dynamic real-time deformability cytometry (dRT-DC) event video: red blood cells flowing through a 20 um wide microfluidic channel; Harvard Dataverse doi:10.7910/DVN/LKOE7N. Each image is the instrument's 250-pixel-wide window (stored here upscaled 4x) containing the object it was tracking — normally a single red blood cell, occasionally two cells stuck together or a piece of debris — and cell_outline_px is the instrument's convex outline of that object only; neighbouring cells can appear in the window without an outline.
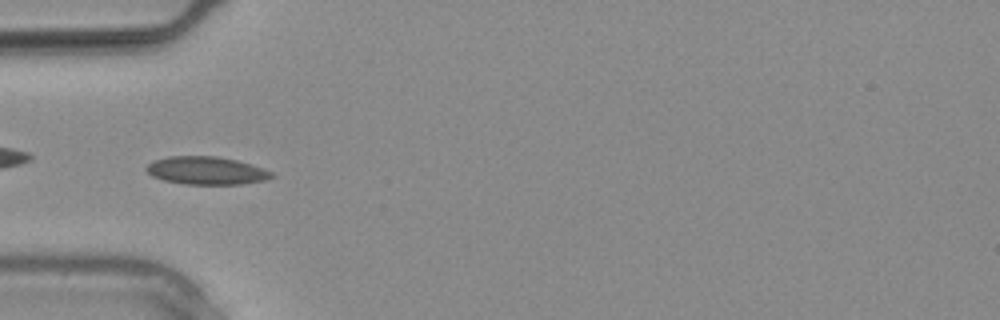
{"species": "common noctule bat (a hibernating species)", "species_latin": "Nyctalus noctula", "temperature_condition": "warm", "stored_images_in_passage": 12, "camera_frame_rate_fps": 3000, "um_per_image_px": 0.085, "animal": {"sex": "male", "body_mass_g": 20.4}, "frame": {"image": 1, "passage_image": 9, "time_ms": 2.667, "image_size_px": [1000, 320], "cell_outline_px": [[276, 176], [264, 180], [240, 184], [184, 184], [164, 180], [152, 176], [144, 168], [148, 164], [156, 160], [168, 156], [216, 156], [236, 160], [272, 172]], "centroid_in_image_um": [17.51, 14.5], "position_along_channel_um": 67.5, "area_um2": 20.11}}